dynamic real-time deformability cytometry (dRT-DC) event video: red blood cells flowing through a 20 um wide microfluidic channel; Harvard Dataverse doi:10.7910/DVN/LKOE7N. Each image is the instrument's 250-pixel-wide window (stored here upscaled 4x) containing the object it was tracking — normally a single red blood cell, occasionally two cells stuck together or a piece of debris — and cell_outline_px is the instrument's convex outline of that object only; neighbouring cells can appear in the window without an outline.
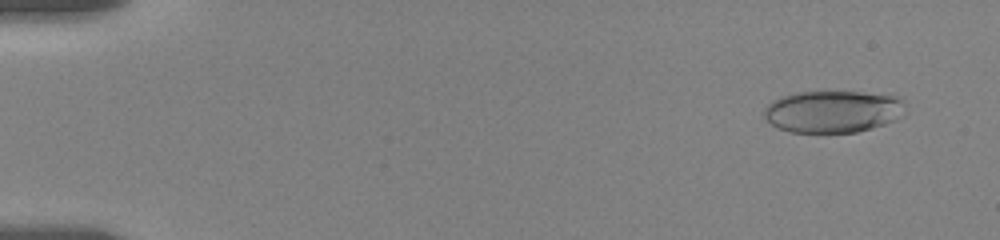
{"species": "human", "species_latin": "Homo sapiens", "temperature_condition": "room temperature", "stored_images_in_passage": 57, "camera_frame_rate_fps": 3000, "um_per_image_px": 0.085, "donor": {"sex": "female"}, "frame": {"image": 1, "passage_image": 4, "time_ms": 1.0, "image_size_px": [1000, 240], "cell_outline_px": [[908, 112], [904, 116], [896, 120], [884, 124], [856, 132], [792, 132], [780, 128], [764, 120], [764, 108], [772, 100], [780, 96], [796, 92], [860, 92], [896, 96], [904, 104]], "centroid_in_image_um": [70.8, 9.47], "position_along_channel_um": 14.2, "area_um2": 34.8}}
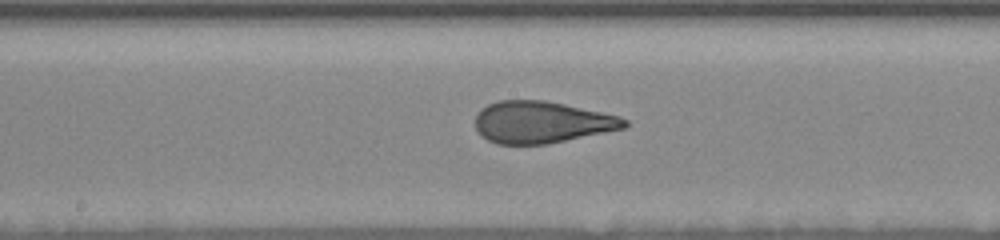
{"frame": {"image": 2, "passage_image": 31, "time_ms": 10.0, "image_size_px": [1000, 240], "cell_outline_px": [[628, 124], [624, 128], [548, 144], [496, 144], [488, 140], [476, 132], [476, 112], [480, 108], [488, 104], [500, 100], [544, 100], [564, 104], [620, 116], [628, 120]], "centroid_in_image_um": [46.0, 10.38], "position_along_channel_um": 202.2, "area_um2": 36.41}}
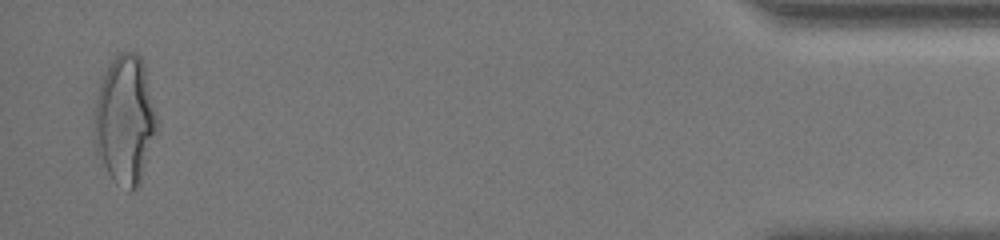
{"frame": {"image": 3, "passage_image": 56, "time_ms": 18.333, "image_size_px": [1000, 240], "cell_outline_px": [[160, 124], [140, 184], [132, 192], [128, 192], [116, 184], [112, 180], [96, 152], [92, 132], [92, 128], [96, 100], [100, 84], [104, 72], [112, 60], [120, 52], [136, 52], [140, 56], [144, 64]], "centroid_in_image_um": [10.64, 10.24], "position_along_channel_um": 424.6, "area_um2": 48.09}, "authors_computed_cell_mechanics": {"area_um2": 36.703, "velocity_mm_per_s": 3.5468, "shape_relaxation_time_tau1_ms": 5.6907, "shape_relaxation_time_tau2_ms": 1.003, "deformation_change_tau1": 0.1954, "deformation_change_tau2": 0.0912}}